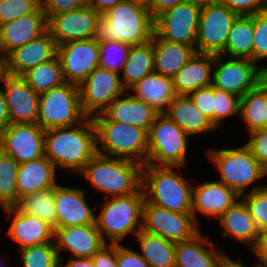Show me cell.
<instances>
[{"instance_id": "cell-1", "label": "cell", "mask_w": 267, "mask_h": 267, "mask_svg": "<svg viewBox=\"0 0 267 267\" xmlns=\"http://www.w3.org/2000/svg\"><path fill=\"white\" fill-rule=\"evenodd\" d=\"M45 156L57 168L80 173L97 154L96 128L91 117L73 127L45 130Z\"/></svg>"}, {"instance_id": "cell-2", "label": "cell", "mask_w": 267, "mask_h": 267, "mask_svg": "<svg viewBox=\"0 0 267 267\" xmlns=\"http://www.w3.org/2000/svg\"><path fill=\"white\" fill-rule=\"evenodd\" d=\"M154 19L147 3L138 0H122L101 16L95 39L121 41L130 46L145 44L152 40Z\"/></svg>"}, {"instance_id": "cell-3", "label": "cell", "mask_w": 267, "mask_h": 267, "mask_svg": "<svg viewBox=\"0 0 267 267\" xmlns=\"http://www.w3.org/2000/svg\"><path fill=\"white\" fill-rule=\"evenodd\" d=\"M172 168L174 167L143 165L141 187L145 190V200L170 211L192 214L193 186Z\"/></svg>"}, {"instance_id": "cell-4", "label": "cell", "mask_w": 267, "mask_h": 267, "mask_svg": "<svg viewBox=\"0 0 267 267\" xmlns=\"http://www.w3.org/2000/svg\"><path fill=\"white\" fill-rule=\"evenodd\" d=\"M92 119L96 128L97 153L142 165L147 163L148 132L145 129L112 121L104 112Z\"/></svg>"}, {"instance_id": "cell-5", "label": "cell", "mask_w": 267, "mask_h": 267, "mask_svg": "<svg viewBox=\"0 0 267 267\" xmlns=\"http://www.w3.org/2000/svg\"><path fill=\"white\" fill-rule=\"evenodd\" d=\"M143 165L128 159L108 157L97 153L80 172L109 198L128 196L142 186Z\"/></svg>"}, {"instance_id": "cell-6", "label": "cell", "mask_w": 267, "mask_h": 267, "mask_svg": "<svg viewBox=\"0 0 267 267\" xmlns=\"http://www.w3.org/2000/svg\"><path fill=\"white\" fill-rule=\"evenodd\" d=\"M101 203V212L95 217V224L104 241L119 244L127 234L136 235L142 229L143 204L145 201L142 187L128 196L106 198Z\"/></svg>"}, {"instance_id": "cell-7", "label": "cell", "mask_w": 267, "mask_h": 267, "mask_svg": "<svg viewBox=\"0 0 267 267\" xmlns=\"http://www.w3.org/2000/svg\"><path fill=\"white\" fill-rule=\"evenodd\" d=\"M188 134L164 113L158 114L148 131L146 164L182 168L186 165Z\"/></svg>"}, {"instance_id": "cell-8", "label": "cell", "mask_w": 267, "mask_h": 267, "mask_svg": "<svg viewBox=\"0 0 267 267\" xmlns=\"http://www.w3.org/2000/svg\"><path fill=\"white\" fill-rule=\"evenodd\" d=\"M209 159L220 172V182L243 195L249 185L267 175L245 144L241 147L208 150Z\"/></svg>"}, {"instance_id": "cell-9", "label": "cell", "mask_w": 267, "mask_h": 267, "mask_svg": "<svg viewBox=\"0 0 267 267\" xmlns=\"http://www.w3.org/2000/svg\"><path fill=\"white\" fill-rule=\"evenodd\" d=\"M86 118L81 108L78 85L66 82L39 97L37 124L44 130L73 127Z\"/></svg>"}, {"instance_id": "cell-10", "label": "cell", "mask_w": 267, "mask_h": 267, "mask_svg": "<svg viewBox=\"0 0 267 267\" xmlns=\"http://www.w3.org/2000/svg\"><path fill=\"white\" fill-rule=\"evenodd\" d=\"M215 55L212 86L238 97H243L267 77L263 67L251 59L229 58Z\"/></svg>"}, {"instance_id": "cell-11", "label": "cell", "mask_w": 267, "mask_h": 267, "mask_svg": "<svg viewBox=\"0 0 267 267\" xmlns=\"http://www.w3.org/2000/svg\"><path fill=\"white\" fill-rule=\"evenodd\" d=\"M237 16L221 2L201 8L195 51L220 55L225 49L232 23Z\"/></svg>"}, {"instance_id": "cell-12", "label": "cell", "mask_w": 267, "mask_h": 267, "mask_svg": "<svg viewBox=\"0 0 267 267\" xmlns=\"http://www.w3.org/2000/svg\"><path fill=\"white\" fill-rule=\"evenodd\" d=\"M193 214L170 211L144 201L142 230L179 243L192 239L200 231Z\"/></svg>"}, {"instance_id": "cell-13", "label": "cell", "mask_w": 267, "mask_h": 267, "mask_svg": "<svg viewBox=\"0 0 267 267\" xmlns=\"http://www.w3.org/2000/svg\"><path fill=\"white\" fill-rule=\"evenodd\" d=\"M120 74L97 67L78 87L83 113L93 117L103 113L110 104L127 90Z\"/></svg>"}, {"instance_id": "cell-14", "label": "cell", "mask_w": 267, "mask_h": 267, "mask_svg": "<svg viewBox=\"0 0 267 267\" xmlns=\"http://www.w3.org/2000/svg\"><path fill=\"white\" fill-rule=\"evenodd\" d=\"M200 11V7L187 0L179 3L154 20V32L161 39L195 49Z\"/></svg>"}, {"instance_id": "cell-15", "label": "cell", "mask_w": 267, "mask_h": 267, "mask_svg": "<svg viewBox=\"0 0 267 267\" xmlns=\"http://www.w3.org/2000/svg\"><path fill=\"white\" fill-rule=\"evenodd\" d=\"M45 130L37 123H10L0 130V150L19 164L45 156Z\"/></svg>"}, {"instance_id": "cell-16", "label": "cell", "mask_w": 267, "mask_h": 267, "mask_svg": "<svg viewBox=\"0 0 267 267\" xmlns=\"http://www.w3.org/2000/svg\"><path fill=\"white\" fill-rule=\"evenodd\" d=\"M46 17L48 31L56 44L60 45L95 38L101 15L86 3L79 9Z\"/></svg>"}, {"instance_id": "cell-17", "label": "cell", "mask_w": 267, "mask_h": 267, "mask_svg": "<svg viewBox=\"0 0 267 267\" xmlns=\"http://www.w3.org/2000/svg\"><path fill=\"white\" fill-rule=\"evenodd\" d=\"M57 57L67 83L80 85L99 67V44L95 38L57 45Z\"/></svg>"}, {"instance_id": "cell-18", "label": "cell", "mask_w": 267, "mask_h": 267, "mask_svg": "<svg viewBox=\"0 0 267 267\" xmlns=\"http://www.w3.org/2000/svg\"><path fill=\"white\" fill-rule=\"evenodd\" d=\"M53 241L60 261L62 249L69 250L76 258H91L106 244L96 224L56 227Z\"/></svg>"}, {"instance_id": "cell-19", "label": "cell", "mask_w": 267, "mask_h": 267, "mask_svg": "<svg viewBox=\"0 0 267 267\" xmlns=\"http://www.w3.org/2000/svg\"><path fill=\"white\" fill-rule=\"evenodd\" d=\"M4 84L10 123H37L40 95L21 76L10 75Z\"/></svg>"}, {"instance_id": "cell-20", "label": "cell", "mask_w": 267, "mask_h": 267, "mask_svg": "<svg viewBox=\"0 0 267 267\" xmlns=\"http://www.w3.org/2000/svg\"><path fill=\"white\" fill-rule=\"evenodd\" d=\"M48 30L47 17L39 7L34 13L0 25V50L8 55Z\"/></svg>"}, {"instance_id": "cell-21", "label": "cell", "mask_w": 267, "mask_h": 267, "mask_svg": "<svg viewBox=\"0 0 267 267\" xmlns=\"http://www.w3.org/2000/svg\"><path fill=\"white\" fill-rule=\"evenodd\" d=\"M54 204L57 227L95 224V215L86 202L83 189L56 185Z\"/></svg>"}, {"instance_id": "cell-22", "label": "cell", "mask_w": 267, "mask_h": 267, "mask_svg": "<svg viewBox=\"0 0 267 267\" xmlns=\"http://www.w3.org/2000/svg\"><path fill=\"white\" fill-rule=\"evenodd\" d=\"M56 55L57 44L47 30L7 55L9 73L12 76H22L37 65L52 60Z\"/></svg>"}, {"instance_id": "cell-23", "label": "cell", "mask_w": 267, "mask_h": 267, "mask_svg": "<svg viewBox=\"0 0 267 267\" xmlns=\"http://www.w3.org/2000/svg\"><path fill=\"white\" fill-rule=\"evenodd\" d=\"M241 198L233 189L220 181L203 182L193 187V217L198 222L196 212L219 218L229 207Z\"/></svg>"}, {"instance_id": "cell-24", "label": "cell", "mask_w": 267, "mask_h": 267, "mask_svg": "<svg viewBox=\"0 0 267 267\" xmlns=\"http://www.w3.org/2000/svg\"><path fill=\"white\" fill-rule=\"evenodd\" d=\"M3 209L7 216L14 214L7 235L18 243L20 249L54 243V229L40 218L21 213L15 206Z\"/></svg>"}, {"instance_id": "cell-25", "label": "cell", "mask_w": 267, "mask_h": 267, "mask_svg": "<svg viewBox=\"0 0 267 267\" xmlns=\"http://www.w3.org/2000/svg\"><path fill=\"white\" fill-rule=\"evenodd\" d=\"M226 256L199 232L188 241L176 243L175 267H220Z\"/></svg>"}, {"instance_id": "cell-26", "label": "cell", "mask_w": 267, "mask_h": 267, "mask_svg": "<svg viewBox=\"0 0 267 267\" xmlns=\"http://www.w3.org/2000/svg\"><path fill=\"white\" fill-rule=\"evenodd\" d=\"M104 113L112 121L137 126L147 132L159 114L151 105L126 92L117 97Z\"/></svg>"}, {"instance_id": "cell-27", "label": "cell", "mask_w": 267, "mask_h": 267, "mask_svg": "<svg viewBox=\"0 0 267 267\" xmlns=\"http://www.w3.org/2000/svg\"><path fill=\"white\" fill-rule=\"evenodd\" d=\"M214 58L212 54L195 52L172 78L177 95H189L192 91L212 85Z\"/></svg>"}, {"instance_id": "cell-28", "label": "cell", "mask_w": 267, "mask_h": 267, "mask_svg": "<svg viewBox=\"0 0 267 267\" xmlns=\"http://www.w3.org/2000/svg\"><path fill=\"white\" fill-rule=\"evenodd\" d=\"M55 175L56 167L46 156L19 164L16 181L19 199L57 185Z\"/></svg>"}, {"instance_id": "cell-29", "label": "cell", "mask_w": 267, "mask_h": 267, "mask_svg": "<svg viewBox=\"0 0 267 267\" xmlns=\"http://www.w3.org/2000/svg\"><path fill=\"white\" fill-rule=\"evenodd\" d=\"M223 237L232 236L236 242L247 244L253 249L259 238V230L243 200L236 201L219 218Z\"/></svg>"}, {"instance_id": "cell-30", "label": "cell", "mask_w": 267, "mask_h": 267, "mask_svg": "<svg viewBox=\"0 0 267 267\" xmlns=\"http://www.w3.org/2000/svg\"><path fill=\"white\" fill-rule=\"evenodd\" d=\"M130 91H135L134 97L151 105L159 114L165 113L169 104L177 96L173 79L155 71L131 87L129 94Z\"/></svg>"}, {"instance_id": "cell-31", "label": "cell", "mask_w": 267, "mask_h": 267, "mask_svg": "<svg viewBox=\"0 0 267 267\" xmlns=\"http://www.w3.org/2000/svg\"><path fill=\"white\" fill-rule=\"evenodd\" d=\"M154 71L173 78L195 54L192 46L169 42L153 34Z\"/></svg>"}, {"instance_id": "cell-32", "label": "cell", "mask_w": 267, "mask_h": 267, "mask_svg": "<svg viewBox=\"0 0 267 267\" xmlns=\"http://www.w3.org/2000/svg\"><path fill=\"white\" fill-rule=\"evenodd\" d=\"M189 136L216 130L214 124L194 104L189 95H177L164 113Z\"/></svg>"}, {"instance_id": "cell-33", "label": "cell", "mask_w": 267, "mask_h": 267, "mask_svg": "<svg viewBox=\"0 0 267 267\" xmlns=\"http://www.w3.org/2000/svg\"><path fill=\"white\" fill-rule=\"evenodd\" d=\"M152 72H154L153 39L145 44L131 46L122 70L123 87L129 90Z\"/></svg>"}, {"instance_id": "cell-34", "label": "cell", "mask_w": 267, "mask_h": 267, "mask_svg": "<svg viewBox=\"0 0 267 267\" xmlns=\"http://www.w3.org/2000/svg\"><path fill=\"white\" fill-rule=\"evenodd\" d=\"M253 15H238L232 23L225 49L220 55L225 58H247L253 61Z\"/></svg>"}, {"instance_id": "cell-35", "label": "cell", "mask_w": 267, "mask_h": 267, "mask_svg": "<svg viewBox=\"0 0 267 267\" xmlns=\"http://www.w3.org/2000/svg\"><path fill=\"white\" fill-rule=\"evenodd\" d=\"M135 236L140 243L141 256L151 267H175L176 243L142 229Z\"/></svg>"}, {"instance_id": "cell-36", "label": "cell", "mask_w": 267, "mask_h": 267, "mask_svg": "<svg viewBox=\"0 0 267 267\" xmlns=\"http://www.w3.org/2000/svg\"><path fill=\"white\" fill-rule=\"evenodd\" d=\"M239 116L248 132L264 127L267 119V77L240 99Z\"/></svg>"}, {"instance_id": "cell-37", "label": "cell", "mask_w": 267, "mask_h": 267, "mask_svg": "<svg viewBox=\"0 0 267 267\" xmlns=\"http://www.w3.org/2000/svg\"><path fill=\"white\" fill-rule=\"evenodd\" d=\"M56 185L38 193L19 199L15 207L24 214L36 216L53 229L57 227L56 207L54 204Z\"/></svg>"}, {"instance_id": "cell-38", "label": "cell", "mask_w": 267, "mask_h": 267, "mask_svg": "<svg viewBox=\"0 0 267 267\" xmlns=\"http://www.w3.org/2000/svg\"><path fill=\"white\" fill-rule=\"evenodd\" d=\"M21 77L39 95L66 83L57 55L52 60L30 69Z\"/></svg>"}, {"instance_id": "cell-39", "label": "cell", "mask_w": 267, "mask_h": 267, "mask_svg": "<svg viewBox=\"0 0 267 267\" xmlns=\"http://www.w3.org/2000/svg\"><path fill=\"white\" fill-rule=\"evenodd\" d=\"M19 163L0 150V205L14 207L19 201L17 173Z\"/></svg>"}, {"instance_id": "cell-40", "label": "cell", "mask_w": 267, "mask_h": 267, "mask_svg": "<svg viewBox=\"0 0 267 267\" xmlns=\"http://www.w3.org/2000/svg\"><path fill=\"white\" fill-rule=\"evenodd\" d=\"M23 267H60V257L54 243L21 249Z\"/></svg>"}, {"instance_id": "cell-41", "label": "cell", "mask_w": 267, "mask_h": 267, "mask_svg": "<svg viewBox=\"0 0 267 267\" xmlns=\"http://www.w3.org/2000/svg\"><path fill=\"white\" fill-rule=\"evenodd\" d=\"M99 44V67L118 74L123 70L130 45L121 41H102Z\"/></svg>"}, {"instance_id": "cell-42", "label": "cell", "mask_w": 267, "mask_h": 267, "mask_svg": "<svg viewBox=\"0 0 267 267\" xmlns=\"http://www.w3.org/2000/svg\"><path fill=\"white\" fill-rule=\"evenodd\" d=\"M255 221L259 232L267 229V185L253 186L247 194L241 195Z\"/></svg>"}, {"instance_id": "cell-43", "label": "cell", "mask_w": 267, "mask_h": 267, "mask_svg": "<svg viewBox=\"0 0 267 267\" xmlns=\"http://www.w3.org/2000/svg\"><path fill=\"white\" fill-rule=\"evenodd\" d=\"M213 124L216 128L222 126V120L234 114L239 115L240 97L214 88Z\"/></svg>"}, {"instance_id": "cell-44", "label": "cell", "mask_w": 267, "mask_h": 267, "mask_svg": "<svg viewBox=\"0 0 267 267\" xmlns=\"http://www.w3.org/2000/svg\"><path fill=\"white\" fill-rule=\"evenodd\" d=\"M39 7V0H0V25L34 13Z\"/></svg>"}, {"instance_id": "cell-45", "label": "cell", "mask_w": 267, "mask_h": 267, "mask_svg": "<svg viewBox=\"0 0 267 267\" xmlns=\"http://www.w3.org/2000/svg\"><path fill=\"white\" fill-rule=\"evenodd\" d=\"M253 62L267 58V13L253 15Z\"/></svg>"}, {"instance_id": "cell-46", "label": "cell", "mask_w": 267, "mask_h": 267, "mask_svg": "<svg viewBox=\"0 0 267 267\" xmlns=\"http://www.w3.org/2000/svg\"><path fill=\"white\" fill-rule=\"evenodd\" d=\"M249 141L246 145L250 148L252 155L261 164L263 170L267 173V130L257 129L249 134Z\"/></svg>"}, {"instance_id": "cell-47", "label": "cell", "mask_w": 267, "mask_h": 267, "mask_svg": "<svg viewBox=\"0 0 267 267\" xmlns=\"http://www.w3.org/2000/svg\"><path fill=\"white\" fill-rule=\"evenodd\" d=\"M197 108L213 123V98L214 87L212 85L199 88L189 94Z\"/></svg>"}, {"instance_id": "cell-48", "label": "cell", "mask_w": 267, "mask_h": 267, "mask_svg": "<svg viewBox=\"0 0 267 267\" xmlns=\"http://www.w3.org/2000/svg\"><path fill=\"white\" fill-rule=\"evenodd\" d=\"M87 0H39L40 8L46 15L67 13L79 9Z\"/></svg>"}, {"instance_id": "cell-49", "label": "cell", "mask_w": 267, "mask_h": 267, "mask_svg": "<svg viewBox=\"0 0 267 267\" xmlns=\"http://www.w3.org/2000/svg\"><path fill=\"white\" fill-rule=\"evenodd\" d=\"M116 258L118 267H151L140 253L116 244Z\"/></svg>"}, {"instance_id": "cell-50", "label": "cell", "mask_w": 267, "mask_h": 267, "mask_svg": "<svg viewBox=\"0 0 267 267\" xmlns=\"http://www.w3.org/2000/svg\"><path fill=\"white\" fill-rule=\"evenodd\" d=\"M237 15L252 16L262 12V0H220Z\"/></svg>"}, {"instance_id": "cell-51", "label": "cell", "mask_w": 267, "mask_h": 267, "mask_svg": "<svg viewBox=\"0 0 267 267\" xmlns=\"http://www.w3.org/2000/svg\"><path fill=\"white\" fill-rule=\"evenodd\" d=\"M107 244L91 257L95 267H118L116 244Z\"/></svg>"}, {"instance_id": "cell-52", "label": "cell", "mask_w": 267, "mask_h": 267, "mask_svg": "<svg viewBox=\"0 0 267 267\" xmlns=\"http://www.w3.org/2000/svg\"><path fill=\"white\" fill-rule=\"evenodd\" d=\"M184 1L186 0H150L147 5L152 18L155 20L162 13Z\"/></svg>"}, {"instance_id": "cell-53", "label": "cell", "mask_w": 267, "mask_h": 267, "mask_svg": "<svg viewBox=\"0 0 267 267\" xmlns=\"http://www.w3.org/2000/svg\"><path fill=\"white\" fill-rule=\"evenodd\" d=\"M260 263V267H267V229L259 233L256 246L252 249Z\"/></svg>"}, {"instance_id": "cell-54", "label": "cell", "mask_w": 267, "mask_h": 267, "mask_svg": "<svg viewBox=\"0 0 267 267\" xmlns=\"http://www.w3.org/2000/svg\"><path fill=\"white\" fill-rule=\"evenodd\" d=\"M122 0H87V3L101 16Z\"/></svg>"}, {"instance_id": "cell-55", "label": "cell", "mask_w": 267, "mask_h": 267, "mask_svg": "<svg viewBox=\"0 0 267 267\" xmlns=\"http://www.w3.org/2000/svg\"><path fill=\"white\" fill-rule=\"evenodd\" d=\"M10 124V118L6 105V98L3 89L0 88V130L6 128Z\"/></svg>"}, {"instance_id": "cell-56", "label": "cell", "mask_w": 267, "mask_h": 267, "mask_svg": "<svg viewBox=\"0 0 267 267\" xmlns=\"http://www.w3.org/2000/svg\"><path fill=\"white\" fill-rule=\"evenodd\" d=\"M60 263V267H95L91 258H76L71 257L66 266Z\"/></svg>"}, {"instance_id": "cell-57", "label": "cell", "mask_w": 267, "mask_h": 267, "mask_svg": "<svg viewBox=\"0 0 267 267\" xmlns=\"http://www.w3.org/2000/svg\"><path fill=\"white\" fill-rule=\"evenodd\" d=\"M9 76L8 56L0 50V82H5Z\"/></svg>"}, {"instance_id": "cell-58", "label": "cell", "mask_w": 267, "mask_h": 267, "mask_svg": "<svg viewBox=\"0 0 267 267\" xmlns=\"http://www.w3.org/2000/svg\"><path fill=\"white\" fill-rule=\"evenodd\" d=\"M220 267H246V266L241 264L240 262L233 261L228 256H226L222 260ZM256 267H260V266L257 264Z\"/></svg>"}, {"instance_id": "cell-59", "label": "cell", "mask_w": 267, "mask_h": 267, "mask_svg": "<svg viewBox=\"0 0 267 267\" xmlns=\"http://www.w3.org/2000/svg\"><path fill=\"white\" fill-rule=\"evenodd\" d=\"M191 2L193 5L198 6L200 8L207 7L212 4H216L220 2V0H187Z\"/></svg>"}, {"instance_id": "cell-60", "label": "cell", "mask_w": 267, "mask_h": 267, "mask_svg": "<svg viewBox=\"0 0 267 267\" xmlns=\"http://www.w3.org/2000/svg\"><path fill=\"white\" fill-rule=\"evenodd\" d=\"M262 12L267 13V0H262Z\"/></svg>"}, {"instance_id": "cell-61", "label": "cell", "mask_w": 267, "mask_h": 267, "mask_svg": "<svg viewBox=\"0 0 267 267\" xmlns=\"http://www.w3.org/2000/svg\"><path fill=\"white\" fill-rule=\"evenodd\" d=\"M262 129H266L267 130V119H265V121H264V127Z\"/></svg>"}, {"instance_id": "cell-62", "label": "cell", "mask_w": 267, "mask_h": 267, "mask_svg": "<svg viewBox=\"0 0 267 267\" xmlns=\"http://www.w3.org/2000/svg\"><path fill=\"white\" fill-rule=\"evenodd\" d=\"M138 1H141V2H144V3H148L150 0H138Z\"/></svg>"}, {"instance_id": "cell-63", "label": "cell", "mask_w": 267, "mask_h": 267, "mask_svg": "<svg viewBox=\"0 0 267 267\" xmlns=\"http://www.w3.org/2000/svg\"><path fill=\"white\" fill-rule=\"evenodd\" d=\"M263 70L267 73V66H264Z\"/></svg>"}]
</instances>
